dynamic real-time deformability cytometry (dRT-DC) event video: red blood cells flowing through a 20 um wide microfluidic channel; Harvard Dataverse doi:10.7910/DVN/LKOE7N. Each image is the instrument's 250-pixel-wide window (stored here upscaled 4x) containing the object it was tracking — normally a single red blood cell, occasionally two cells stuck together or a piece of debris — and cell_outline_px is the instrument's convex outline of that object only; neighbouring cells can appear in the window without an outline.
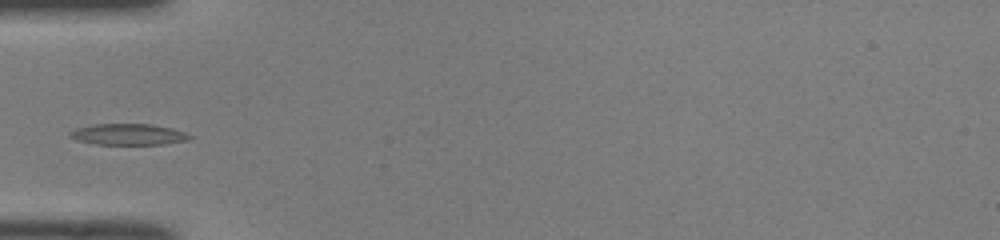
{"species": "common noctule bat (a hibernating species)", "species_latin": "Nyctalus noctula", "temperature_condition": "room temperature", "stored_images_in_passage": 30, "camera_frame_rate_fps": 3000, "um_per_image_px": 0.085, "animal": {"sex": "male", "body_mass_g": 19.0, "forearm_length_mm": 50.8}, "frame": {"image": 1, "passage_image": 1, "time_ms": 0.0, "image_size_px": [1000, 240], "cell_outline_px": [[196, 136], [188, 140], [164, 144], [96, 144], [76, 140], [68, 136], [68, 132], [76, 128], [96, 124], [152, 124], [172, 128]], "centroid_in_image_um": [10.92, 11.42], "position_along_channel_um": 74.1, "area_um2": 14.85}}
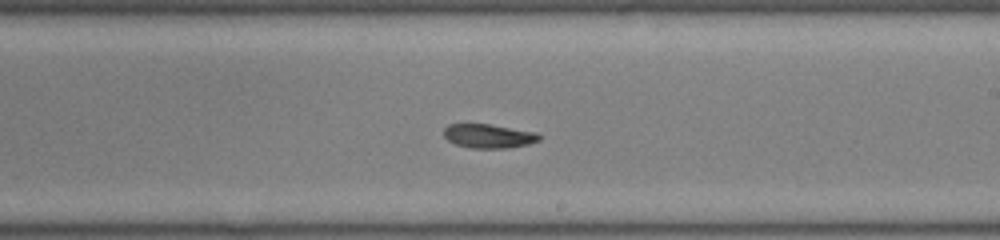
{"frame": {"image": 2, "passage_image": 14, "time_ms": 4.333, "image_size_px": [1000, 240], "cell_outline_px": [[544, 136], [540, 140], [528, 144], [508, 148], [468, 148], [456, 144], [448, 140], [444, 136], [444, 128], [448, 124], [488, 124], [536, 132]], "centroid_in_image_um": [41.56, 11.57], "position_along_channel_um": 247.4, "area_um2": 13.41}}
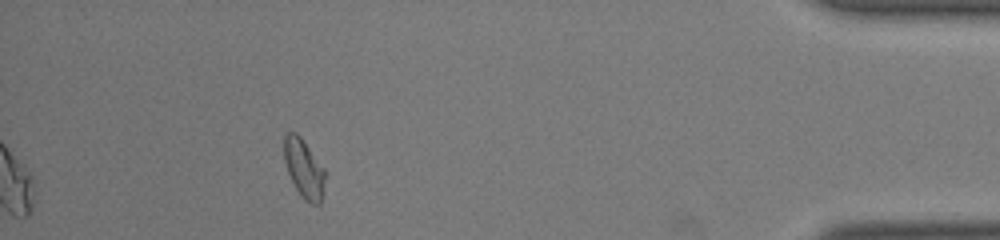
{"frame": {"image": 3, "passage_image": 30, "time_ms": 9.667, "image_size_px": [1000, 240], "cell_outline_px": [[324, 192], [320, 204], [308, 204], [300, 196], [288, 172], [284, 160], [284, 136], [288, 132], [296, 132], [300, 136], [324, 168]], "centroid_in_image_um": [25.83, 14.35], "position_along_channel_um": 409.4, "area_um2": 13.99}}